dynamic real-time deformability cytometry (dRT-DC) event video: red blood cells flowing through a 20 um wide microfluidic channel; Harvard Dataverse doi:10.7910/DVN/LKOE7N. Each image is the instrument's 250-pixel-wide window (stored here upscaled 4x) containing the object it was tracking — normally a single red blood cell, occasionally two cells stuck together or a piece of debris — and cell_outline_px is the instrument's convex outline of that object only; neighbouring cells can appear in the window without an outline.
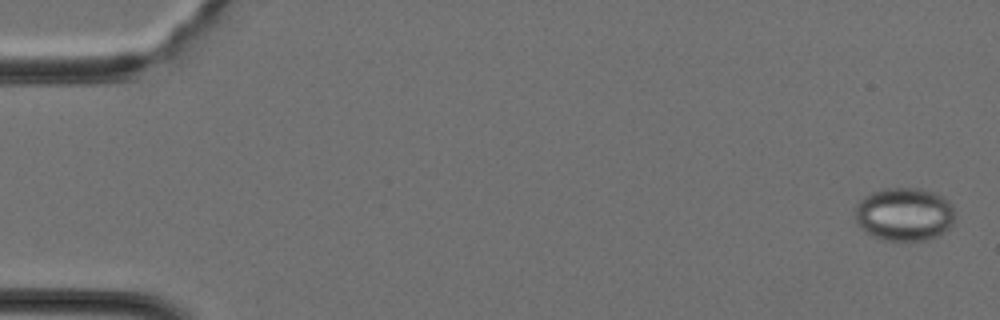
{"species": "Egyptian fruit bat (a non-hibernating species)", "species_latin": "Rousettus aegyptiacus", "temperature_condition": "cold", "stored_images_in_passage": 15, "camera_frame_rate_fps": 3000, "um_per_image_px": 0.085, "animal": {"sex": "female"}, "frame": {"image": 1, "passage_image": 1, "time_ms": 0.0, "image_size_px": [1000, 320], "cell_outline_px": [[952, 224], [944, 232], [936, 236], [924, 240], [884, 240], [872, 236], [860, 228], [856, 220], [856, 204], [864, 196], [872, 192], [884, 188], [920, 188], [936, 192], [948, 200], [952, 204]], "centroid_in_image_um": [76.84, 18.19], "position_along_channel_um": 8.2, "area_um2": 30.98}}